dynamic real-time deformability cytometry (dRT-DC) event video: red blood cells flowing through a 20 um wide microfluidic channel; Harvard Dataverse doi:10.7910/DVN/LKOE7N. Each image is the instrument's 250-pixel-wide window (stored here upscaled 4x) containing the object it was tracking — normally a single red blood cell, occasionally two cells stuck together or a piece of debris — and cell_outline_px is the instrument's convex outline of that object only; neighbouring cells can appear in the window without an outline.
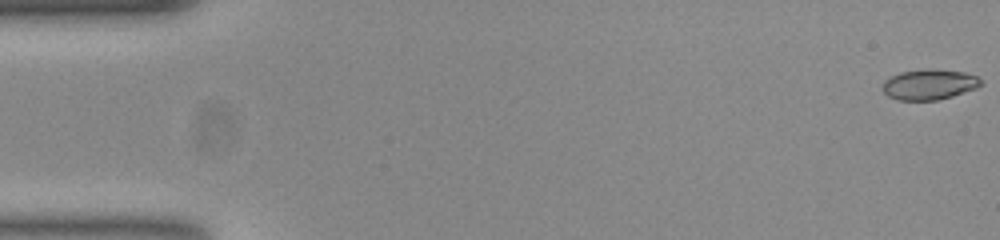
{"species": "common noctule bat (a hibernating species)", "species_latin": "Nyctalus noctula", "temperature_condition": "room temperature", "stored_images_in_passage": 8, "camera_frame_rate_fps": 3000, "um_per_image_px": 0.085, "animal": {"sex": "female", "body_mass_g": 23.0, "forearm_length_mm": 53.4}, "frame": {"image": 1, "passage_image": 1, "time_ms": 0.0, "image_size_px": [1000, 240], "cell_outline_px": [[984, 84], [976, 88], [952, 96], [936, 100], [896, 100], [888, 96], [884, 92], [884, 80], [900, 72], [928, 68], [964, 72], [976, 76]], "centroid_in_image_um": [78.99, 7.17], "position_along_channel_um": 6.0, "area_um2": 17.34}}